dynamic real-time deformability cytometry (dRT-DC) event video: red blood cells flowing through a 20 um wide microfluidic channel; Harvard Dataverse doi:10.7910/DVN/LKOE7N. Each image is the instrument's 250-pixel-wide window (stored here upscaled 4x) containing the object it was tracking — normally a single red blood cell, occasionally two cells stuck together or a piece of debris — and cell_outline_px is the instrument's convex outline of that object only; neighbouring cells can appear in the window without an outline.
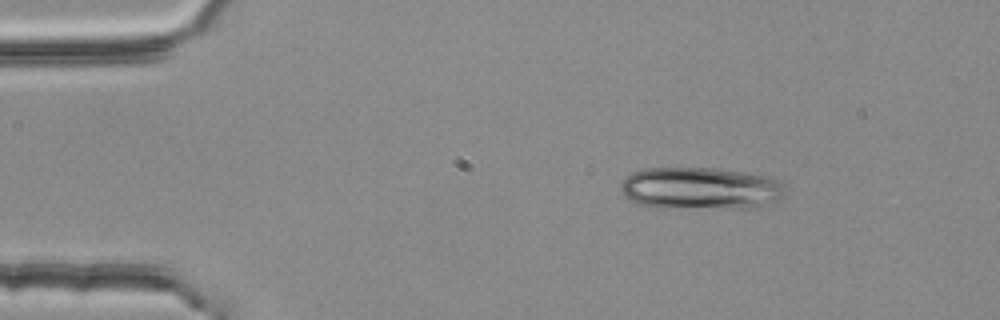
{"species": "common noctule bat (a hibernating species)", "species_latin": "Nyctalus noctula", "temperature_condition": "room temperature", "stored_images_in_passage": 4, "camera_frame_rate_fps": 3000, "um_per_image_px": 0.085, "animal": {"sex": "female", "body_mass_g": 25.1}, "frame": {"image": 1, "passage_image": 1, "time_ms": 0.0, "image_size_px": [1000, 320], "cell_outline_px": [[784, 196], [776, 200], [748, 208], [660, 208], [636, 204], [628, 200], [624, 196], [620, 188], [620, 184], [632, 172], [644, 168], [716, 168], [768, 176], [780, 180], [784, 184]], "centroid_in_image_um": [59.5, 16.01], "position_along_channel_um": 25.5, "area_um2": 40.75}}